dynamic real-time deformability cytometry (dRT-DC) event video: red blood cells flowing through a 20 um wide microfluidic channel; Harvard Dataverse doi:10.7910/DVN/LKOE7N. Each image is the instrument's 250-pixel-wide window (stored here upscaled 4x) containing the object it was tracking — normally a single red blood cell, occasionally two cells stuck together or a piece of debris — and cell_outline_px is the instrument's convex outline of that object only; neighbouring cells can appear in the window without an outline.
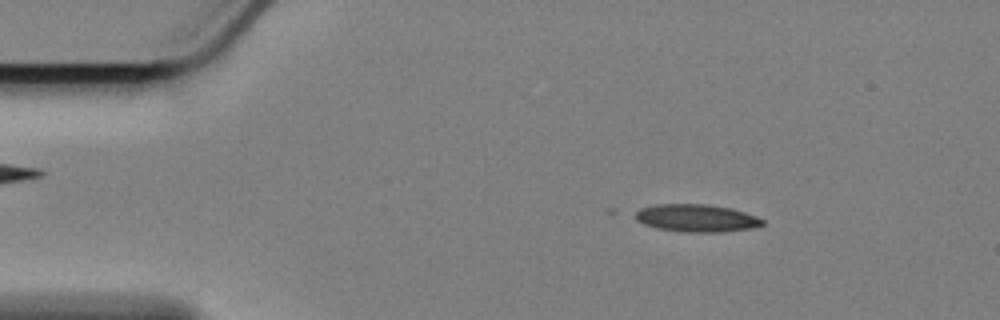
{"species": "Egyptian fruit bat (a non-hibernating species)", "species_latin": "Rousettus aegyptiacus", "temperature_condition": "cold", "stored_images_in_passage": 48, "camera_frame_rate_fps": 3000, "um_per_image_px": 0.085, "animal": {"sex": "female"}, "frame": {"image": 1, "passage_image": 8, "time_ms": 2.333, "image_size_px": [1000, 320], "cell_outline_px": [[764, 224], [748, 228], [720, 232], [688, 232], [656, 228], [644, 224], [636, 220], [632, 212], [640, 208], [656, 204], [708, 204], [732, 208], [756, 216], [764, 220]], "centroid_in_image_um": [59.14, 18.52], "position_along_channel_um": 25.9, "area_um2": 20.46}}
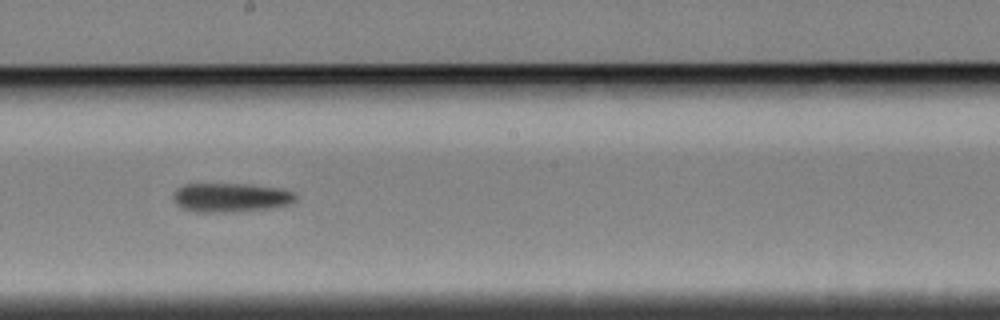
{"frame": {"image": 2, "passage_image": 31, "time_ms": 10.0, "image_size_px": [1000, 320], "cell_outline_px": [[296, 200], [288, 204], [268, 208], [224, 212], [192, 212], [176, 204], [172, 196], [176, 188], [184, 184], [244, 184], [280, 188], [296, 192]], "centroid_in_image_um": [19.58, 16.78], "position_along_channel_um": 228.6, "area_um2": 20.63}}
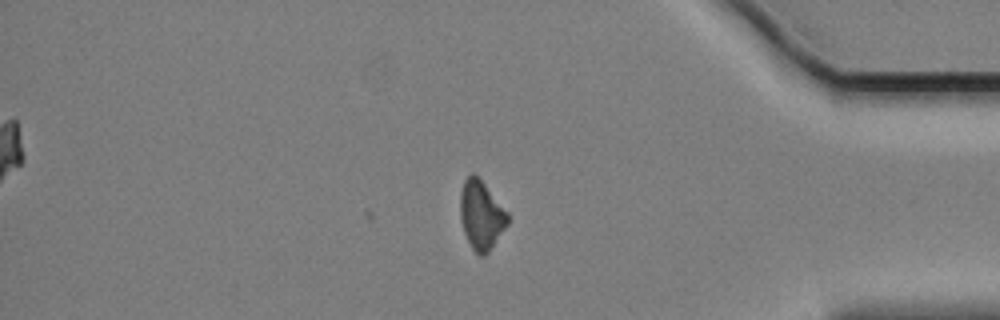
{"frame": {"image": 3, "passage_image": 48, "time_ms": 15.667, "image_size_px": [1000, 320], "cell_outline_px": [[508, 224], [488, 252], [484, 256], [480, 256], [472, 248], [464, 232], [460, 220], [460, 192], [464, 180], [472, 172], [484, 184], [508, 212]], "centroid_in_image_um": [40.89, 18.29], "position_along_channel_um": 394.3, "area_um2": 18.79}, "authors_computed_cell_mechanics": {"area_um2": 20.4612, "velocity_mm_per_s": 3.4037, "shape_relaxation_time_tau1_ms": 6.6604, "shape_relaxation_time_tau2_ms": null, "deformation_change_tau1": 0.1292, "deformation_change_tau2": null}}